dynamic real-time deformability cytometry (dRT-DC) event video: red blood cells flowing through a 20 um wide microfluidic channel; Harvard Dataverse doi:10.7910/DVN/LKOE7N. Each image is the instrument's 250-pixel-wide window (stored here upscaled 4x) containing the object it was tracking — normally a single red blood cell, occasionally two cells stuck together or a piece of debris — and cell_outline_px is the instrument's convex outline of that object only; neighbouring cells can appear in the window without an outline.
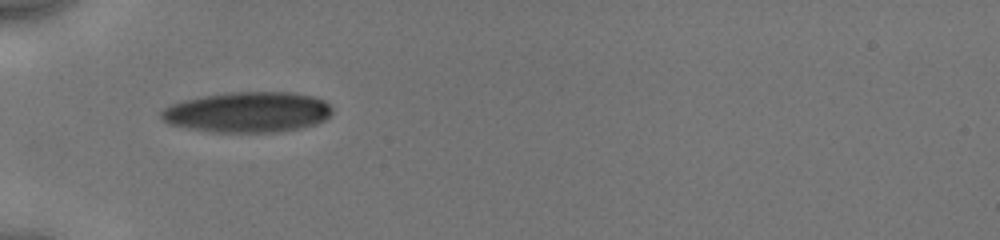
{"species": "human", "species_latin": "Homo sapiens", "temperature_condition": "cold", "stored_images_in_passage": 18, "camera_frame_rate_fps": 3000, "um_per_image_px": 0.085, "donor": {"sex": "male"}, "frame": {"image": 1, "passage_image": 1, "time_ms": 0.0, "image_size_px": [1000, 240], "cell_outline_px": [[332, 112], [324, 120], [316, 124], [300, 128], [276, 132], [212, 132], [188, 128], [168, 124], [160, 116], [160, 112], [164, 108], [172, 104], [184, 100], [204, 96], [232, 92], [288, 92], [312, 96], [324, 100], [332, 108]], "centroid_in_image_um": [21.05, 9.54], "position_along_channel_um": 63.9, "area_um2": 40.23}}
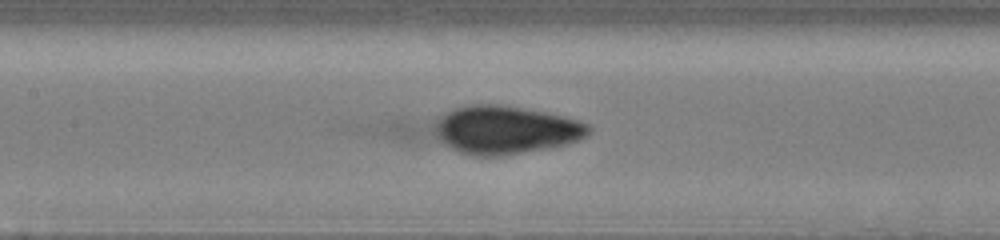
{"frame": {"image": 2, "passage_image": 8, "time_ms": 1.333, "image_size_px": [1000, 240], "cell_outline_px": [[592, 128], [588, 136], [580, 140], [552, 148], [500, 156], [472, 156], [396, 140], [384, 132], [388, 124], [392, 120], [468, 104], [496, 104], [544, 112], [564, 116], [580, 120], [588, 124]], "centroid_in_image_um": [41.49, 11.05], "position_along_channel_um": 165.9, "area_um2": 54.62}}
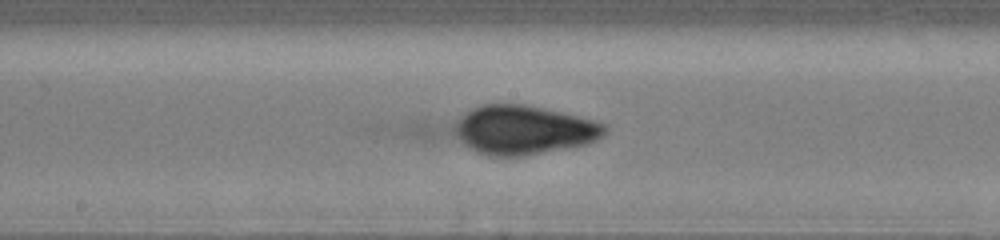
{"frame": {"image": 3, "passage_image": 14, "time_ms": 2.333, "image_size_px": [1000, 240], "cell_outline_px": [[608, 132], [596, 140], [584, 144], [524, 156], [488, 156], [424, 140], [400, 128], [408, 124], [484, 104], [524, 104], [544, 108], [592, 120], [604, 124], [608, 128]], "centroid_in_image_um": [43.16, 11.05], "position_along_channel_um": 205.0, "area_um2": 52.37}}